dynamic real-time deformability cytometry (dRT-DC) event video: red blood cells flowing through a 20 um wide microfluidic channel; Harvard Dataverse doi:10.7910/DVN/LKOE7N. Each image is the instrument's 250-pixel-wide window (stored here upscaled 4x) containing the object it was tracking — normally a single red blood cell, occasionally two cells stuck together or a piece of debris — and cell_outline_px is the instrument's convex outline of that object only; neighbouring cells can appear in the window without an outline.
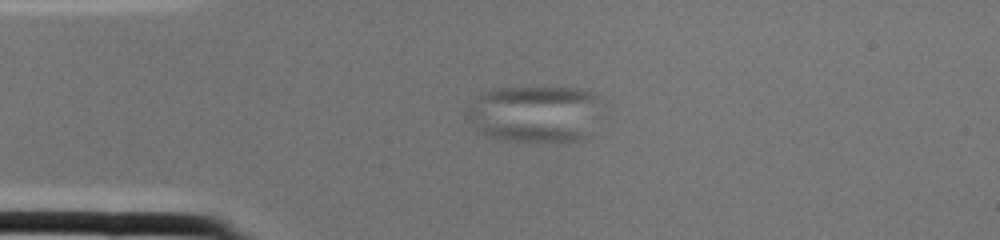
{"species": "common noctule bat (a hibernating species)", "species_latin": "Nyctalus noctula", "temperature_condition": "cold", "stored_images_in_passage": 1, "camera_frame_rate_fps": 3000, "um_per_image_px": 0.085, "animal": {"sex": "female", "body_mass_g": 22.0, "forearm_length_mm": 56.7}, "frame": {"image": 1, "passage_image": 1, "time_ms": 0.0, "image_size_px": [1000, 240], "cell_outline_px": [[600, 96], [588, 136], [580, 140], [508, 140], [488, 136], [480, 132], [464, 116], [464, 108], [480, 92], [496, 88], [580, 88], [592, 92]], "centroid_in_image_um": [45.35, 9.63], "position_along_channel_um": 39.7, "area_um2": 44.27}}